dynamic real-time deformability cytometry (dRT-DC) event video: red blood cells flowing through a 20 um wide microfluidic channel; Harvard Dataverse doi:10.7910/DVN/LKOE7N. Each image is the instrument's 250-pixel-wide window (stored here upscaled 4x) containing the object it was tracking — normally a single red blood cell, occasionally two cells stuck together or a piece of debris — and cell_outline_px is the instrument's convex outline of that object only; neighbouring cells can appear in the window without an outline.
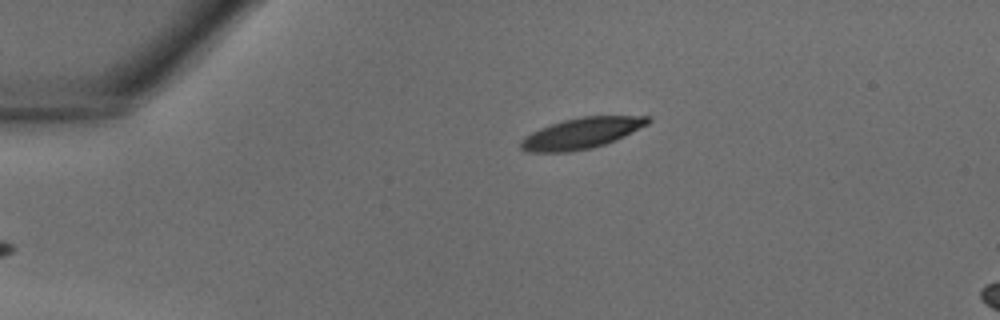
{"species": "common noctule bat (a hibernating species)", "species_latin": "Nyctalus noctula", "temperature_condition": "warm", "stored_images_in_passage": 5, "camera_frame_rate_fps": 3000, "um_per_image_px": 0.085, "animal": {"sex": "male", "body_mass_g": 18.8}, "frame": {"image": 1, "passage_image": 1, "time_ms": 0.0, "image_size_px": [1000, 320], "cell_outline_px": [[652, 120], [648, 124], [616, 140], [592, 148], [572, 152], [528, 152], [520, 148], [520, 140], [524, 136], [540, 128], [564, 120], [584, 116], [652, 116]], "centroid_in_image_um": [49.43, 11.33], "position_along_channel_um": 35.6, "area_um2": 22.89}}